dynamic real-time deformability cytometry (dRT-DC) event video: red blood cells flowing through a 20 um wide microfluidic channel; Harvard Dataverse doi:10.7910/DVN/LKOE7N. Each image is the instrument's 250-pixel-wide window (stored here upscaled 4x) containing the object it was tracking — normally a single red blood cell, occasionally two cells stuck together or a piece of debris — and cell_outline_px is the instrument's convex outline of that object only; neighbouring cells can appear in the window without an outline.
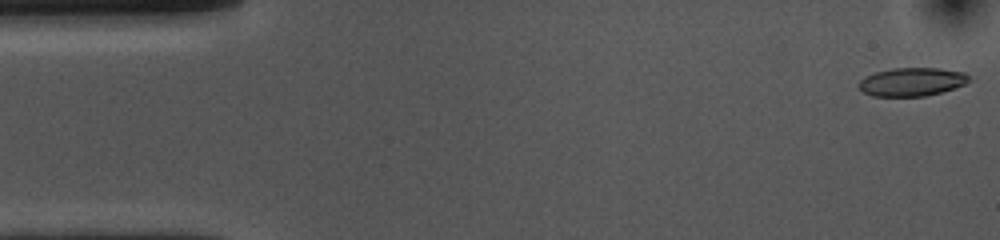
{"species": "common noctule bat (a hibernating species)", "species_latin": "Nyctalus noctula", "temperature_condition": "cold", "stored_images_in_passage": 53, "camera_frame_rate_fps": 3000, "um_per_image_px": 0.085, "animal": {"sex": "female", "body_mass_g": 10.0, "forearm_length_mm": 53.1}, "frame": {"image": 1, "passage_image": 1, "time_ms": 0.0, "image_size_px": [1000, 240], "cell_outline_px": [[972, 80], [964, 84], [940, 92], [924, 96], [872, 96], [860, 92], [856, 84], [864, 76], [876, 72], [892, 68], [940, 68], [964, 72]], "centroid_in_image_um": [77.44, 6.95], "position_along_channel_um": 7.6, "area_um2": 18.38}}
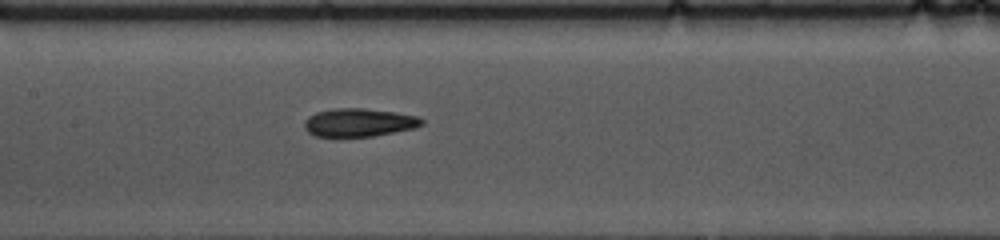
{"frame": {"image": 2, "passage_image": 24, "time_ms": 7.667, "image_size_px": [1000, 240], "cell_outline_px": [[424, 124], [416, 128], [372, 136], [312, 136], [304, 128], [304, 120], [308, 116], [316, 112], [336, 108], [364, 108], [396, 112], [416, 116], [424, 120]], "centroid_in_image_um": [30.5, 10.41], "position_along_channel_um": 176.9, "area_um2": 19.36}}
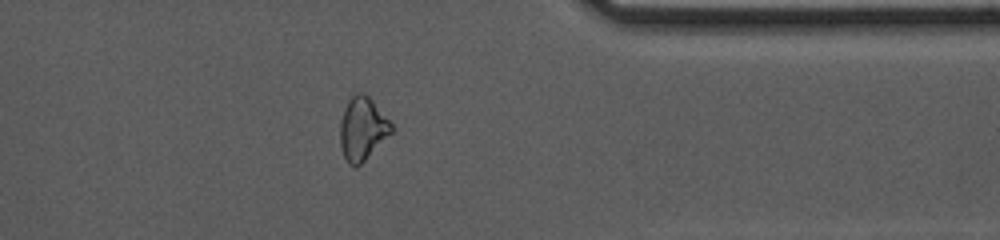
{"frame": {"image": 3, "passage_image": 42, "time_ms": 13.667, "image_size_px": [1000, 240], "cell_outline_px": [[396, 128], [356, 168], [348, 164], [340, 148], [340, 120], [344, 108], [348, 100], [356, 92], [364, 92], [372, 100]], "centroid_in_image_um": [30.79, 10.93], "position_along_channel_um": 380.6, "area_um2": 18.9}, "authors_computed_cell_mechanics": {"area_um2": 19.363, "velocity_mm_per_s": 3.6465, "shape_relaxation_time_tau1_ms": 4.2389, "shape_relaxation_time_tau2_ms": 3.8206, "deformation_change_tau1": 0.1304, "deformation_change_tau2": 0.1119}}